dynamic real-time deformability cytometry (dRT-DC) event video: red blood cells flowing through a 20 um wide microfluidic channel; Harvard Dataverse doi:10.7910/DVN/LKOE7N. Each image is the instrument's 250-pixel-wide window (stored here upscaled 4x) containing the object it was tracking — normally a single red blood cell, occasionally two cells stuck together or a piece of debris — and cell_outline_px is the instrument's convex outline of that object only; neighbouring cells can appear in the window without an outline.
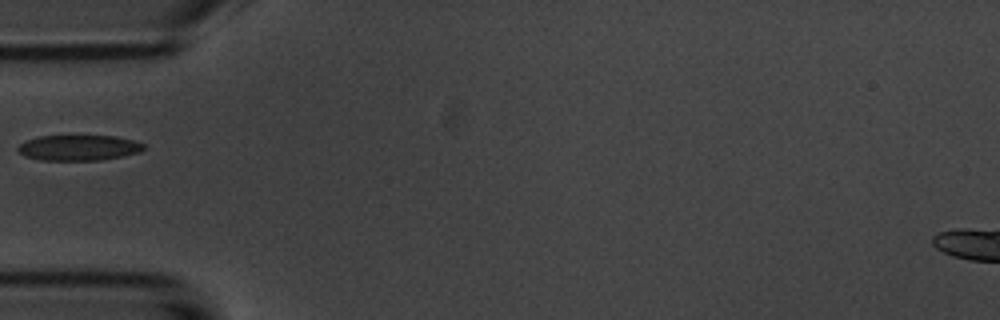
{"species": "common noctule bat (a hibernating species)", "species_latin": "Nyctalus noctula", "temperature_condition": "room temperature", "stored_images_in_passage": 38, "camera_frame_rate_fps": 3000, "um_per_image_px": 0.085, "animal": {"sex": "male", "body_mass_g": 20.1, "forearm_length_mm": 53.5}, "frame": {"image": 1, "passage_image": 1, "time_ms": 0.0, "image_size_px": [1000, 320], "cell_outline_px": [[144, 148], [140, 152], [124, 156], [100, 160], [40, 160], [24, 156], [16, 148], [20, 144], [28, 140], [40, 136], [116, 136], [132, 140], [144, 144]], "centroid_in_image_um": [6.7, 12.56], "position_along_channel_um": 78.3, "area_um2": 18.61}}
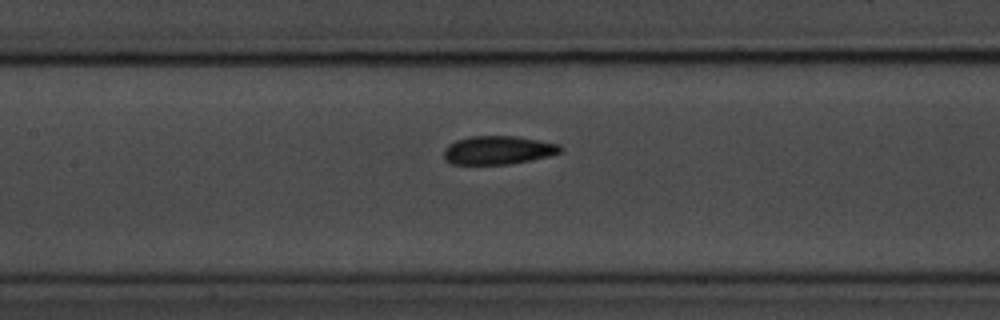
{"frame": {"image": 2, "passage_image": 8, "time_ms": 2.333, "image_size_px": [1000, 320], "cell_outline_px": [[564, 148], [560, 152], [548, 156], [532, 160], [508, 164], [452, 164], [444, 160], [444, 148], [448, 144], [456, 140], [468, 136], [516, 136], [540, 140], [560, 144]], "centroid_in_image_um": [42.33, 12.75], "position_along_channel_um": 165.1, "area_um2": 19.54}}
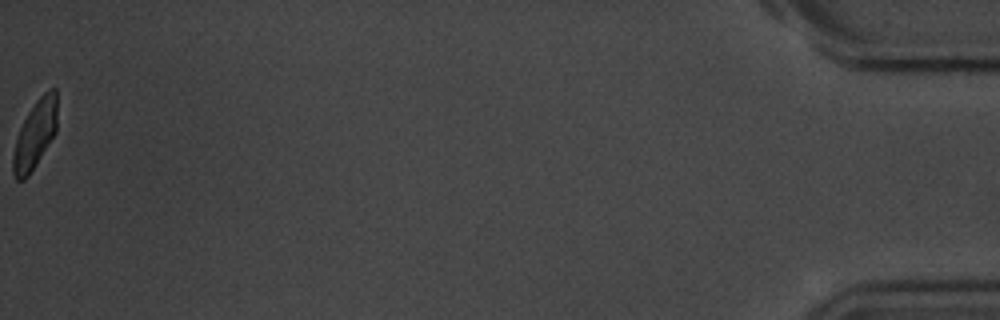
{"frame": {"image": 3, "passage_image": 38, "time_ms": 12.333, "image_size_px": [1000, 320], "cell_outline_px": [[56, 132], [36, 164], [28, 176], [24, 180], [16, 180], [12, 172], [12, 156], [16, 140], [20, 128], [28, 112], [36, 100], [48, 88], [56, 88]], "centroid_in_image_um": [2.96, 11.43], "position_along_channel_um": 432.2, "area_um2": 17.4}}